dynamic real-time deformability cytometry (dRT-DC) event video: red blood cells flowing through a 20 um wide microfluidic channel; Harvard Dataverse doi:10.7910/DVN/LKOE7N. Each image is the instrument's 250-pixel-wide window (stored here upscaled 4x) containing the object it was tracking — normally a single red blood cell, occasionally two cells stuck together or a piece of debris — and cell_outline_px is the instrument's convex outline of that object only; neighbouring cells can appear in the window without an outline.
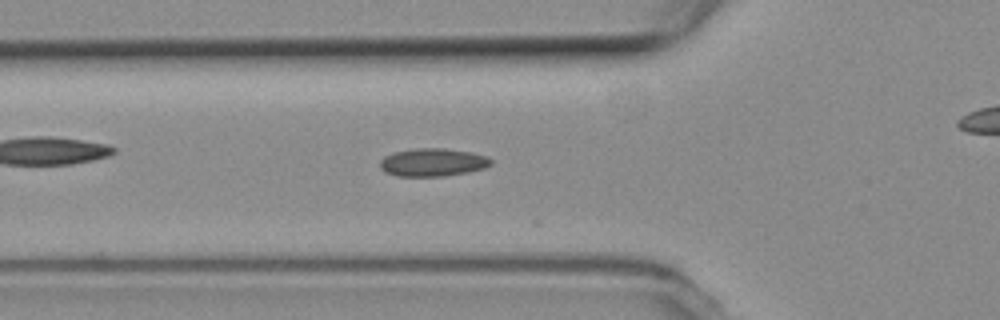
{"species": "common noctule bat (a hibernating species)", "species_latin": "Nyctalus noctula", "temperature_condition": "room temperature", "stored_images_in_passage": 21, "camera_frame_rate_fps": 3000, "um_per_image_px": 0.085, "animal": {"sex": "female", "body_mass_g": 19.3, "forearm_length_mm": 54.1}, "frame": {"image": 1, "passage_image": 18, "time_ms": 5.667, "image_size_px": [1000, 320], "cell_outline_px": [[492, 164], [484, 168], [468, 172], [444, 176], [396, 176], [384, 172], [380, 168], [380, 160], [384, 156], [392, 152], [416, 148], [444, 148], [472, 152], [488, 156], [492, 160]], "centroid_in_image_um": [36.77, 13.79], "position_along_channel_um": 89.0, "area_um2": 18.32}}